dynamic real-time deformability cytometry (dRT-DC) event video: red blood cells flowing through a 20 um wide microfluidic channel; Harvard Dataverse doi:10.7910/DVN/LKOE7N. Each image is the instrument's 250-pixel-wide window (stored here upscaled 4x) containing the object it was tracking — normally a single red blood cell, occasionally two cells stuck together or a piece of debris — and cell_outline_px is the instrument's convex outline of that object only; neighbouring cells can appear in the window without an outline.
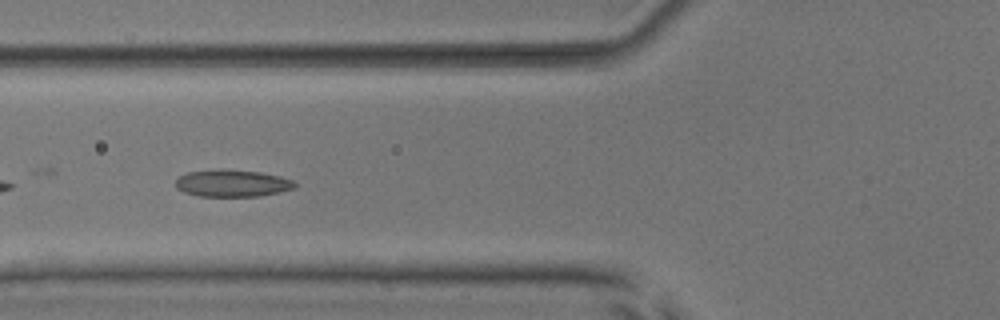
{"species": "common noctule bat (a hibernating species)", "species_latin": "Nyctalus noctula", "temperature_condition": "room temperature", "stored_images_in_passage": 31, "camera_frame_rate_fps": 3000, "um_per_image_px": 0.085, "animal": {"sex": "male", "body_mass_g": 17.9, "forearm_length_mm": 54.2}, "frame": {"image": 1, "passage_image": 5, "time_ms": 1.333, "image_size_px": [1000, 320], "cell_outline_px": [[296, 188], [280, 192], [260, 196], [200, 196], [184, 192], [176, 188], [176, 180], [180, 176], [188, 172], [260, 172], [280, 176], [292, 180], [296, 184]], "centroid_in_image_um": [19.8, 15.63], "position_along_channel_um": 106.0, "area_um2": 17.86}, "authors_computed_cell_mechanics": {"area_um2": 18.207, "velocity_mm_per_s": 3.8335, "shape_relaxation_time_tau1_ms": 3.0991, "shape_relaxation_time_tau2_ms": 1.2397, "deformation_change_tau1": 0.1124, "deformation_change_tau2": 0.0811}}